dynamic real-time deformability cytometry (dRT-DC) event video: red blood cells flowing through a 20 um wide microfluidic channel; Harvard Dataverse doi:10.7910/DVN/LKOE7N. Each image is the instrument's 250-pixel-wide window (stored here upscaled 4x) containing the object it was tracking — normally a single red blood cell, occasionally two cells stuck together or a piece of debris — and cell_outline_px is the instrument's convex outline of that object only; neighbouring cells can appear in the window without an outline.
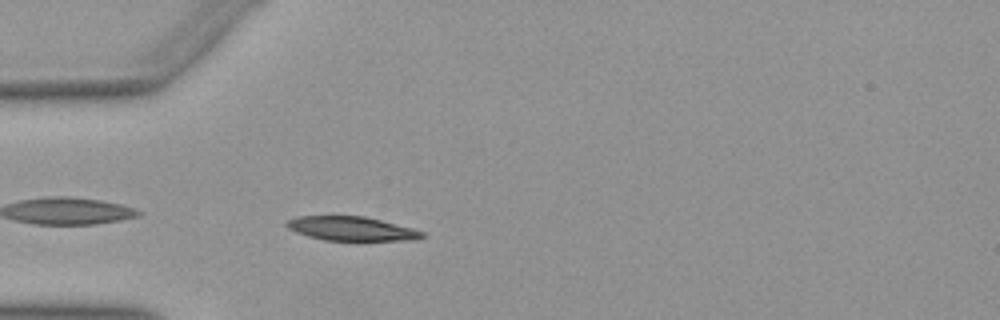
{"species": "Egyptian fruit bat (a non-hibernating species)", "species_latin": "Rousettus aegyptiacus", "temperature_condition": "warm", "stored_images_in_passage": 38, "camera_frame_rate_fps": 3000, "um_per_image_px": 0.085, "animal": {"sex": "female"}, "frame": {"image": 1, "passage_image": 2, "time_ms": 0.333, "image_size_px": [1000, 320], "cell_outline_px": [[424, 236], [416, 240], [324, 240], [308, 236], [296, 232], [288, 228], [284, 224], [288, 220], [296, 216], [364, 216], [412, 228], [424, 232]], "centroid_in_image_um": [29.85, 19.43], "position_along_channel_um": 55.2, "area_um2": 18.84}}
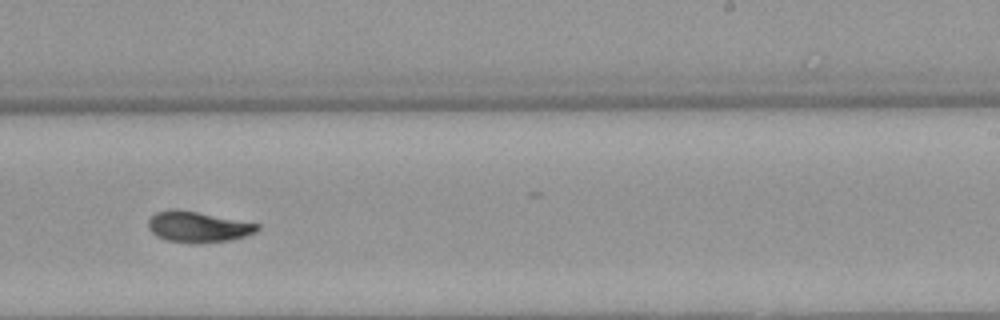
{"frame": {"image": 2, "passage_image": 19, "time_ms": 6.0, "image_size_px": [1000, 320], "cell_outline_px": [[260, 228], [256, 232], [232, 240], [168, 240], [156, 236], [148, 228], [148, 220], [156, 212], [172, 208], [176, 208], [260, 224]], "centroid_in_image_um": [16.81, 19.22], "position_along_channel_um": 272.2, "area_um2": 18.73}}
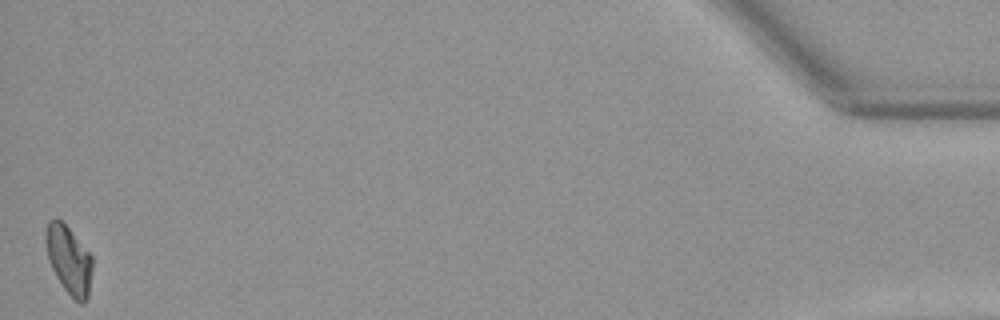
{"frame": {"image": 3, "passage_image": 38, "time_ms": 12.333, "image_size_px": [1000, 320], "cell_outline_px": [[92, 268], [88, 300], [84, 304], [80, 304], [64, 288], [56, 276], [52, 268], [48, 256], [44, 240], [44, 232], [48, 220], [56, 216], [68, 228], [92, 256]], "centroid_in_image_um": [5.84, 22.07], "position_along_channel_um": 429.4, "area_um2": 18.5}, "authors_computed_cell_mechanics": {"area_um2": 19.3052, "velocity_mm_per_s": 3.9636, "shape_relaxation_time_tau1_ms": 3.17, "shape_relaxation_time_tau2_ms": 2.4947, "deformation_change_tau1": 0.1508, "deformation_change_tau2": 0.0812}}